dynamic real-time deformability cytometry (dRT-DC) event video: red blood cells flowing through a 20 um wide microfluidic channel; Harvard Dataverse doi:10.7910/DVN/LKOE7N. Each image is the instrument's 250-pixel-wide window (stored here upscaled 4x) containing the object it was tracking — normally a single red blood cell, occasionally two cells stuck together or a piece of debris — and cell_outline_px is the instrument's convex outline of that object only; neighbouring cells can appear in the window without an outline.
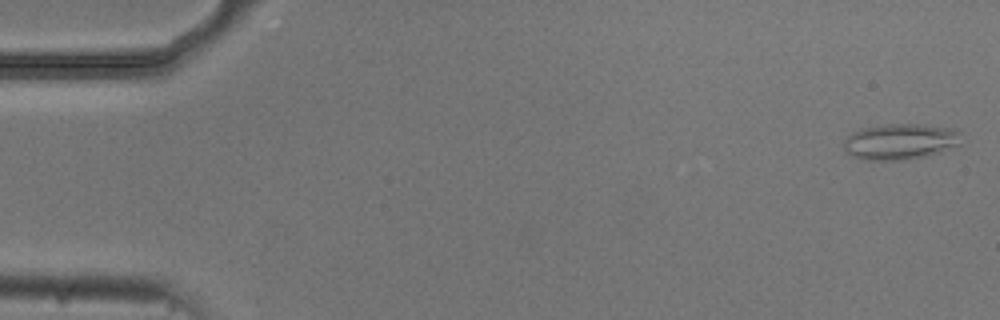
{"species": "common noctule bat (a hibernating species)", "species_latin": "Nyctalus noctula", "temperature_condition": "cold", "stored_images_in_passage": 54, "camera_frame_rate_fps": 3000, "um_per_image_px": 0.085, "animal": {"sex": "male", "body_mass_g": 20.5, "forearm_length_mm": 52.5}, "frame": {"image": 1, "passage_image": 2, "time_ms": 0.333, "image_size_px": [1000, 320], "cell_outline_px": [[960, 144], [924, 156], [900, 160], [864, 160], [852, 156], [844, 152], [844, 140], [852, 132], [860, 128], [888, 124], [924, 124], [952, 128], [960, 132]], "centroid_in_image_um": [76.46, 12.02], "position_along_channel_um": 8.5, "area_um2": 24.51}}
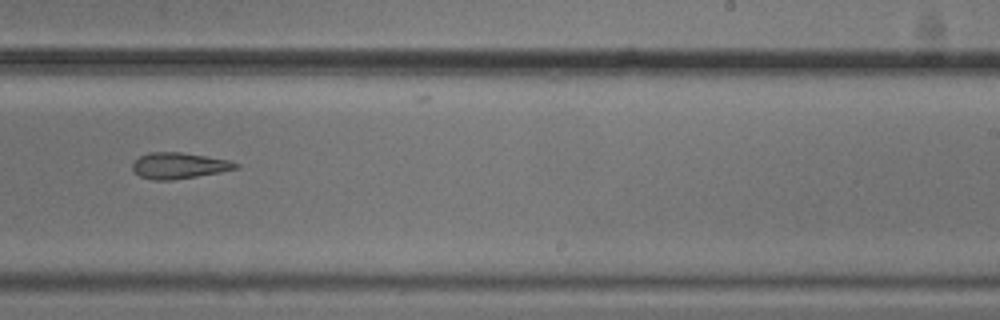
{"frame": {"image": 2, "passage_image": 34, "time_ms": 11.0, "image_size_px": [1000, 320], "cell_outline_px": [[240, 168], [220, 172], [172, 180], [152, 180], [140, 176], [132, 168], [132, 164], [140, 156], [148, 152], [180, 152], [228, 160], [240, 164]], "centroid_in_image_um": [15.22, 14.08], "position_along_channel_um": 273.8, "area_um2": 15.55}}
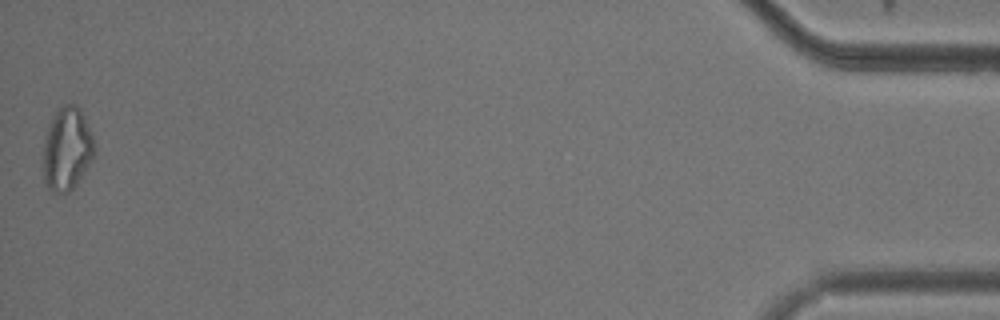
{"frame": {"image": 3, "passage_image": 54, "time_ms": 17.667, "image_size_px": [1000, 320], "cell_outline_px": [[96, 148], [92, 160], [76, 184], [68, 192], [52, 192], [48, 188], [44, 180], [44, 140], [48, 124], [56, 108], [64, 104], [76, 104], [80, 108], [92, 136]], "centroid_in_image_um": [5.69, 12.62], "position_along_channel_um": 429.5, "area_um2": 24.8}, "authors_computed_cell_mechanics": {"area_um2": 18.0047, "velocity_mm_per_s": 3.7485, "shape_relaxation_time_tau1_ms": null, "shape_relaxation_time_tau2_ms": 5.5465, "deformation_change_tau1": null, "deformation_change_tau2": 0.1564}}